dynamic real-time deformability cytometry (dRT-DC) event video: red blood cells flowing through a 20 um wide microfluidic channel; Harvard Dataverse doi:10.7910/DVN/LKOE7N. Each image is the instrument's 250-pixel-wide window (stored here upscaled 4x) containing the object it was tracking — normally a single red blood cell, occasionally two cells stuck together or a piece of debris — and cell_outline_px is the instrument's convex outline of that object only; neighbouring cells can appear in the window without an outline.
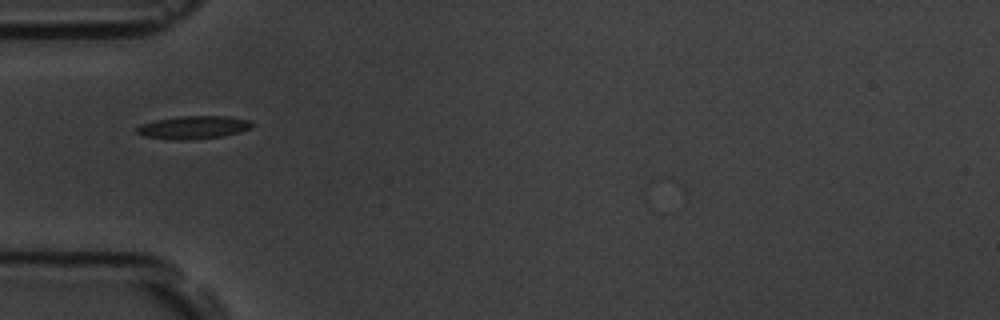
{"species": "common noctule bat (a hibernating species)", "species_latin": "Nyctalus noctula", "temperature_condition": "room temperature", "stored_images_in_passage": 11, "camera_frame_rate_fps": 3000, "um_per_image_px": 0.085, "animal": {"sex": "male", "body_mass_g": 19.5, "forearm_length_mm": 54.6}, "frame": {"image": 1, "passage_image": 1, "time_ms": 0.0, "image_size_px": [1000, 320], "cell_outline_px": [[256, 124], [252, 128], [240, 132], [224, 136], [192, 140], [168, 140], [144, 136], [136, 132], [136, 128], [140, 124], [156, 120], [180, 116], [228, 116], [252, 120]], "centroid_in_image_um": [16.49, 10.83], "position_along_channel_um": 68.5, "area_um2": 15.84}}
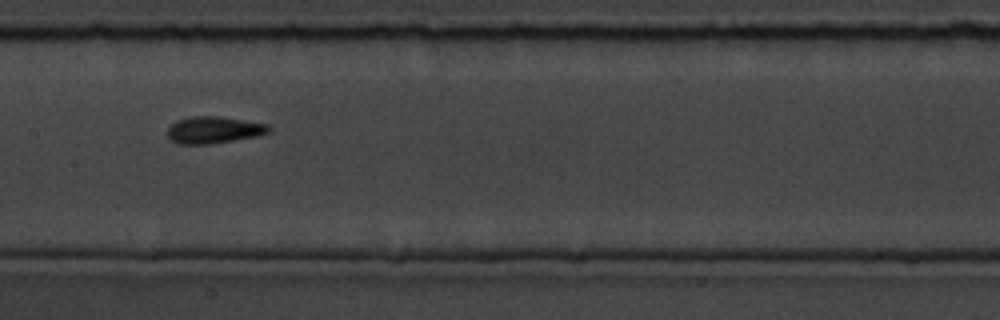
{"frame": {"image": 2, "passage_image": 4, "time_ms": 3.333, "image_size_px": [1000, 320], "cell_outline_px": [[272, 128], [268, 132], [256, 136], [208, 144], [180, 144], [172, 140], [168, 136], [168, 128], [176, 120], [192, 116], [216, 116], [268, 124]], "centroid_in_image_um": [18.16, 11.04], "position_along_channel_um": 189.2, "area_um2": 15.61}}
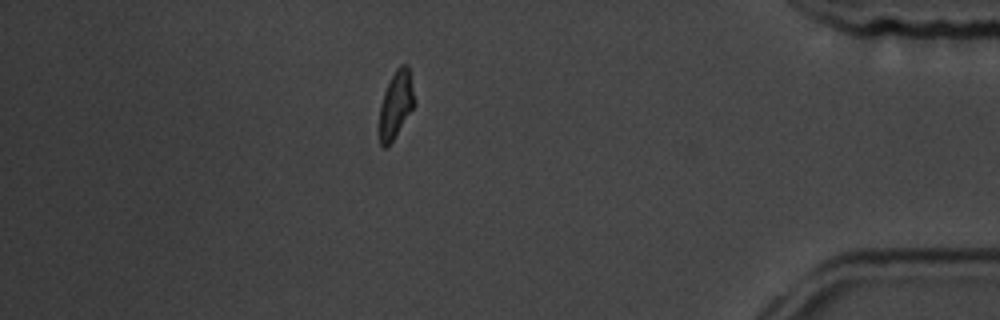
{"frame": {"image": 3, "passage_image": 10, "time_ms": 10.333, "image_size_px": [1000, 320], "cell_outline_px": [[416, 104], [392, 140], [384, 148], [380, 144], [380, 104], [384, 92], [396, 68], [400, 64], [408, 64], [416, 100]], "centroid_in_image_um": [33.68, 8.82], "position_along_channel_um": 401.5, "area_um2": 13.58}, "authors_computed_cell_mechanics": {"area_um2": 14.3922, "velocity_mm_per_s": 3.627, "shape_relaxation_time_tau1_ms": 2.2035, "shape_relaxation_time_tau2_ms": 1.0254, "deformation_change_tau1": 0.1261, "deformation_change_tau2": 0.0786}}